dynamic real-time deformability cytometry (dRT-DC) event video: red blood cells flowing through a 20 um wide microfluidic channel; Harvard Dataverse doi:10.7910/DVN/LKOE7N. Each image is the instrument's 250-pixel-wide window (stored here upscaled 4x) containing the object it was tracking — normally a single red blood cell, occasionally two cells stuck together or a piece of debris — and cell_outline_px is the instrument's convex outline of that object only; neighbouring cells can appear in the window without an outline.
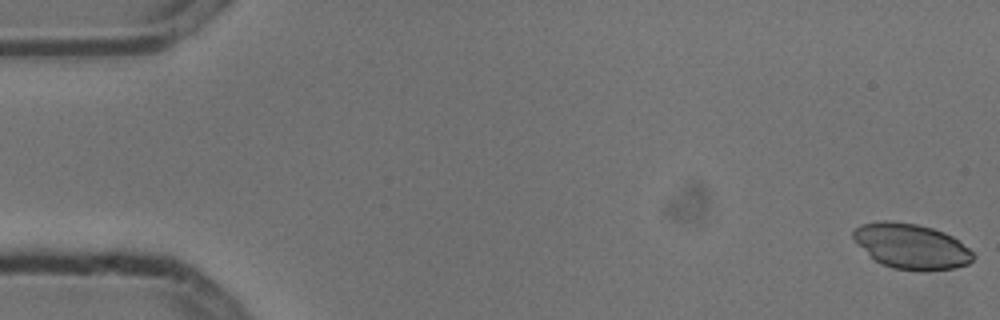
{"species": "common noctule bat (a hibernating species)", "species_latin": "Nyctalus noctula", "temperature_condition": "cold", "stored_images_in_passage": 6, "camera_frame_rate_fps": 3000, "um_per_image_px": 0.085, "animal": {"sex": "male", "body_mass_g": 13.3}, "frame": {"image": 1, "passage_image": 1, "time_ms": 0.0, "image_size_px": [1000, 320], "cell_outline_px": [[976, 256], [968, 264], [956, 268], [924, 272], [920, 272], [892, 268], [876, 260], [852, 236], [852, 232], [860, 224], [880, 220], [884, 220], [916, 224], [932, 228], [944, 232], [952, 236], [968, 248]], "centroid_in_image_um": [77.51, 20.94], "position_along_channel_um": 7.5, "area_um2": 31.44}}